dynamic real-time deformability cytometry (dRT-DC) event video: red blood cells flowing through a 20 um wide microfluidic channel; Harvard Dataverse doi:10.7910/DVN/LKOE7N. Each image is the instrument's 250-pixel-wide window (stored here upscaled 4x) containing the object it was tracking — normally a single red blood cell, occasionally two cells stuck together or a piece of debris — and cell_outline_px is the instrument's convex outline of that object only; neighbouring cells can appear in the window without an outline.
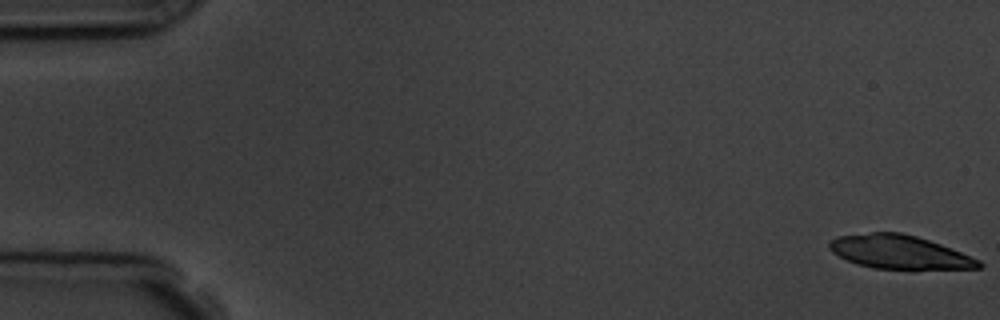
{"species": "common noctule bat (a hibernating species)", "species_latin": "Nyctalus noctula", "temperature_condition": "room temperature", "stored_images_in_passage": 6, "camera_frame_rate_fps": 3000, "um_per_image_px": 0.085, "animal": {"sex": "male", "body_mass_g": 19.5, "forearm_length_mm": 54.6}, "frame": {"image": 1, "passage_image": 1, "time_ms": 0.0, "image_size_px": [1000, 320], "cell_outline_px": [[984, 264], [980, 268], [872, 268], [848, 260], [832, 252], [828, 248], [828, 240], [836, 236], [872, 232], [900, 232], [916, 236], [940, 244], [980, 260]], "centroid_in_image_um": [76.39, 21.4], "position_along_channel_um": 8.6, "area_um2": 28.78}}